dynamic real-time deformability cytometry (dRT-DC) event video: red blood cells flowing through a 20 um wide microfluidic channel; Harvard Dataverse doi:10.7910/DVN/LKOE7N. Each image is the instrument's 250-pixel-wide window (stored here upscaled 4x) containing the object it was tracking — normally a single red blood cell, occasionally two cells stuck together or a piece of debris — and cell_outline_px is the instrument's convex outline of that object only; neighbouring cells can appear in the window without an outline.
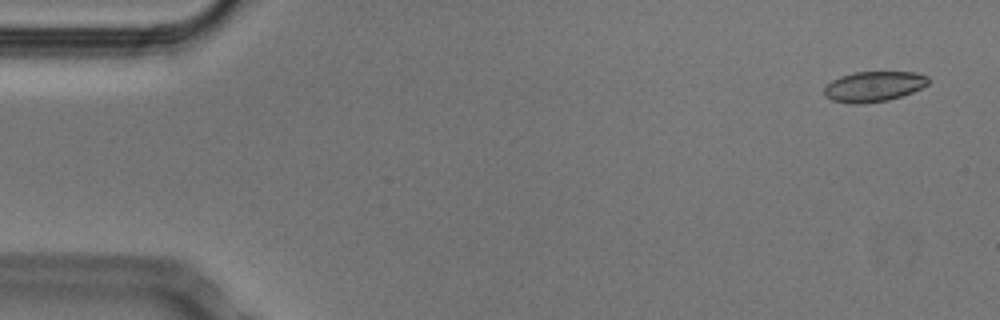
{"species": "Egyptian fruit bat (a non-hibernating species)", "species_latin": "Rousettus aegyptiacus", "temperature_condition": "cold", "stored_images_in_passage": 53, "camera_frame_rate_fps": 3000, "um_per_image_px": 0.085, "animal": {"sex": "male"}, "frame": {"image": 1, "passage_image": 3, "time_ms": 0.667, "image_size_px": [1000, 320], "cell_outline_px": [[928, 84], [912, 92], [888, 100], [856, 104], [848, 104], [832, 100], [824, 96], [824, 88], [832, 80], [840, 76], [852, 72], [916, 72], [928, 76]], "centroid_in_image_um": [74.23, 7.35], "position_along_channel_um": 10.8, "area_um2": 18.38}}
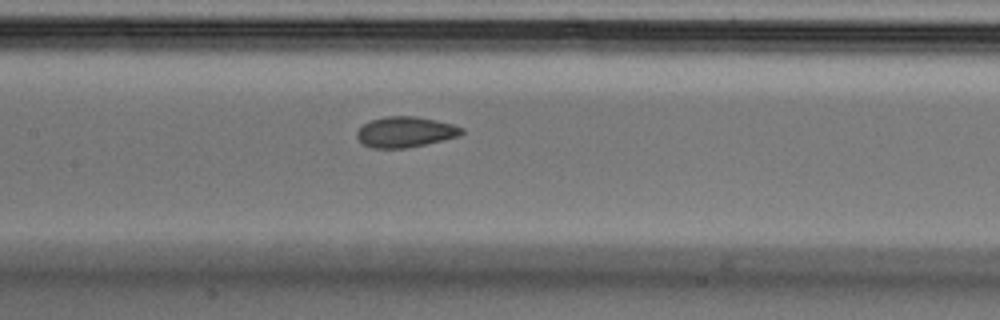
{"frame": {"image": 2, "passage_image": 25, "time_ms": 8.0, "image_size_px": [1000, 320], "cell_outline_px": [[464, 132], [460, 136], [444, 140], [408, 148], [372, 148], [360, 144], [356, 136], [356, 132], [364, 124], [372, 120], [384, 116], [416, 116], [436, 120], [452, 124], [464, 128]], "centroid_in_image_um": [34.45, 11.22], "position_along_channel_um": 173.0, "area_um2": 18.9}}
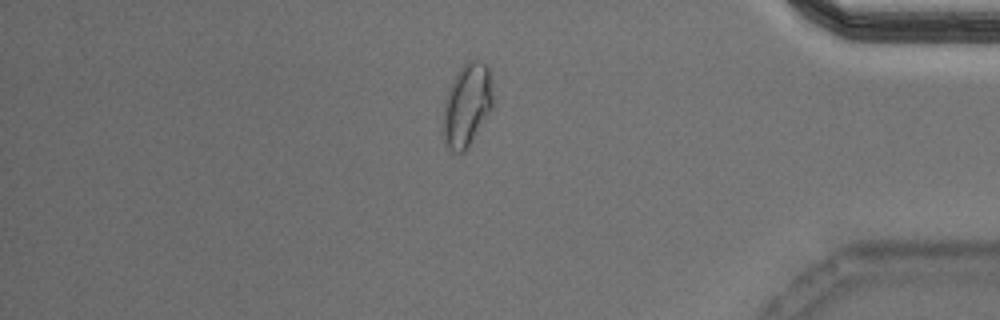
{"frame": {"image": 3, "passage_image": 45, "time_ms": 14.667, "image_size_px": [1000, 320], "cell_outline_px": [[492, 108], [468, 148], [464, 152], [452, 152], [444, 144], [440, 132], [440, 128], [444, 100], [448, 88], [452, 80], [460, 68], [468, 60], [480, 60], [488, 68], [492, 96]], "centroid_in_image_um": [39.61, 8.99], "position_along_channel_um": 395.6, "area_um2": 24.57}, "authors_computed_cell_mechanics": {"area_um2": 19.1318, "velocity_mm_per_s": 3.7985, "shape_relaxation_time_tau1_ms": 11.3318, "shape_relaxation_time_tau2_ms": null, "deformation_change_tau1": 0.1955, "deformation_change_tau2": null}}